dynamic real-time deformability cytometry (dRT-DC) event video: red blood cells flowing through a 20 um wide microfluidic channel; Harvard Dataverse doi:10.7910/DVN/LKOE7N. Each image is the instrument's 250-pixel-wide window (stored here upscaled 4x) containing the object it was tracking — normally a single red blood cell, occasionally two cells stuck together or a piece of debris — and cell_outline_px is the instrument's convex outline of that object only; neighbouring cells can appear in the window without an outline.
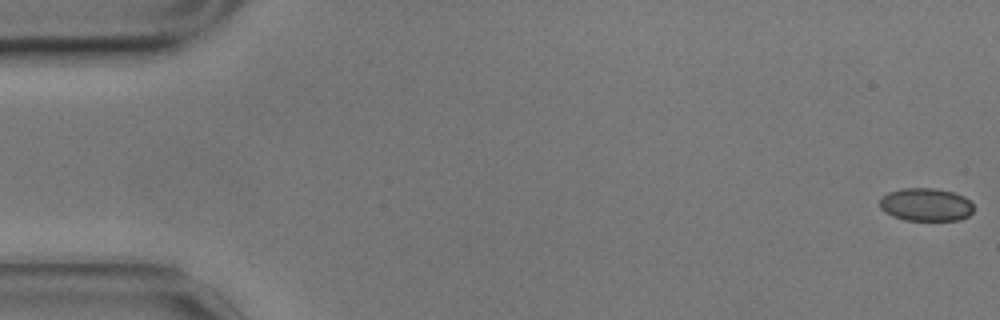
{"species": "common noctule bat (a hibernating species)", "species_latin": "Nyctalus noctula", "temperature_condition": "cold", "stored_images_in_passage": 57, "camera_frame_rate_fps": 3000, "um_per_image_px": 0.085, "animal": {"sex": "male", "body_mass_g": 17.9}, "frame": {"image": 1, "passage_image": 1, "time_ms": 0.0, "image_size_px": [1000, 320], "cell_outline_px": [[972, 212], [968, 216], [960, 220], [904, 220], [892, 216], [884, 212], [880, 208], [880, 200], [888, 192], [904, 188], [932, 188], [952, 192], [964, 196], [972, 204]], "centroid_in_image_um": [78.68, 17.4], "position_along_channel_um": 6.3, "area_um2": 17.98}}
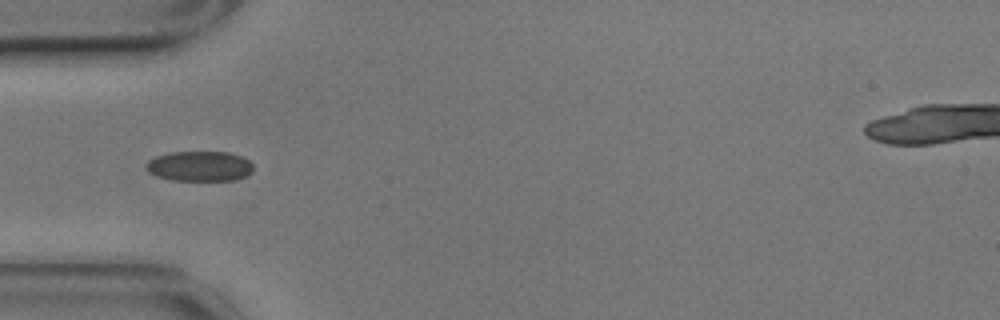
{"frame": {"image": 2, "passage_image": 18, "time_ms": 5.667, "image_size_px": [1000, 320], "cell_outline_px": [[252, 172], [236, 180], [172, 180], [156, 176], [148, 172], [144, 168], [144, 164], [148, 160], [156, 156], [172, 152], [228, 152], [240, 156], [248, 160], [252, 164]], "centroid_in_image_um": [16.92, 14.12], "position_along_channel_um": 68.1, "area_um2": 18.84}}
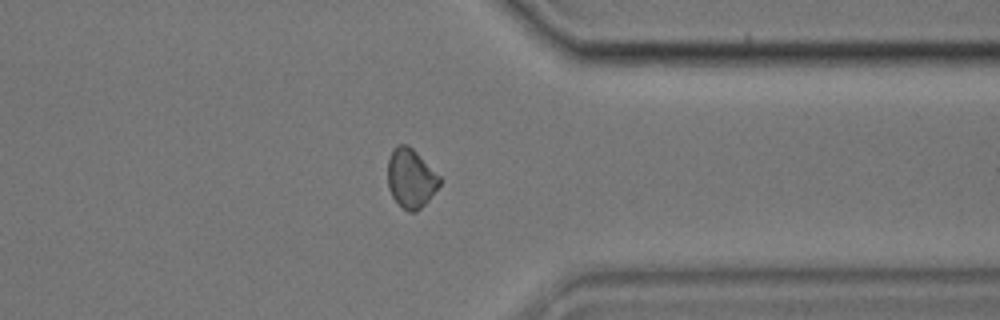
{"frame": {"image": 3, "passage_image": 45, "time_ms": 14.667, "image_size_px": [1000, 320], "cell_outline_px": [[444, 180], [428, 200], [416, 212], [408, 212], [392, 196], [388, 188], [388, 160], [392, 148], [396, 144], [408, 144]], "centroid_in_image_um": [34.92, 15.13], "position_along_channel_um": 376.5, "area_um2": 17.92}, "authors_computed_cell_mechanics": {"area_um2": 18.2648, "velocity_mm_per_s": 3.4882, "shape_relaxation_time_tau1_ms": 7.0824, "shape_relaxation_time_tau2_ms": 2.676, "deformation_change_tau1": 0.1353, "deformation_change_tau2": 0.0463}}